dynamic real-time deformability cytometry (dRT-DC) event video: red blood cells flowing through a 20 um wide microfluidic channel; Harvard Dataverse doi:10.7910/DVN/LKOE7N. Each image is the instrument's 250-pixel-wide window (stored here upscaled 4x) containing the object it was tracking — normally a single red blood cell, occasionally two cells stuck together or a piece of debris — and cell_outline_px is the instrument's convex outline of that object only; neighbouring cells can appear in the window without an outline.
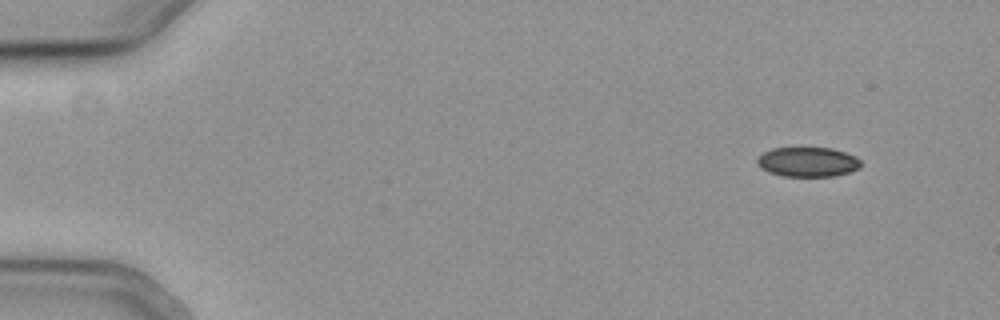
{"species": "common noctule bat (a hibernating species)", "species_latin": "Nyctalus noctula", "temperature_condition": "cold", "stored_images_in_passage": 55, "camera_frame_rate_fps": 3000, "um_per_image_px": 0.085, "animal": {"sex": "female", "body_mass_g": 19.3, "forearm_length_mm": 54.1}, "frame": {"image": 1, "passage_image": 5, "time_ms": 1.333, "image_size_px": [1000, 320], "cell_outline_px": [[860, 168], [836, 176], [784, 176], [768, 172], [760, 168], [756, 164], [756, 160], [764, 152], [772, 148], [832, 148], [856, 156], [860, 160]], "centroid_in_image_um": [68.64, 13.77], "position_along_channel_um": 16.4, "area_um2": 17.92}}
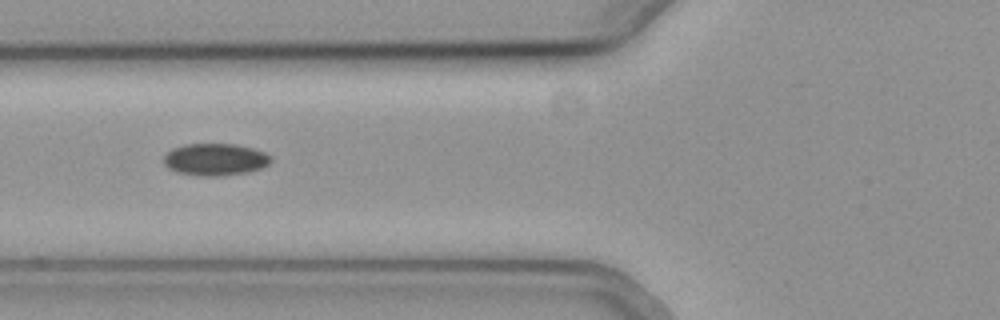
{"frame": {"image": 2, "passage_image": 22, "time_ms": 7.0, "image_size_px": [1000, 320], "cell_outline_px": [[272, 160], [268, 164], [260, 168], [248, 172], [224, 176], [196, 176], [176, 172], [168, 168], [164, 164], [164, 156], [172, 148], [184, 144], [236, 144], [252, 148], [264, 152], [272, 156]], "centroid_in_image_um": [18.28, 13.56], "position_along_channel_um": 107.5, "area_um2": 20.23}}
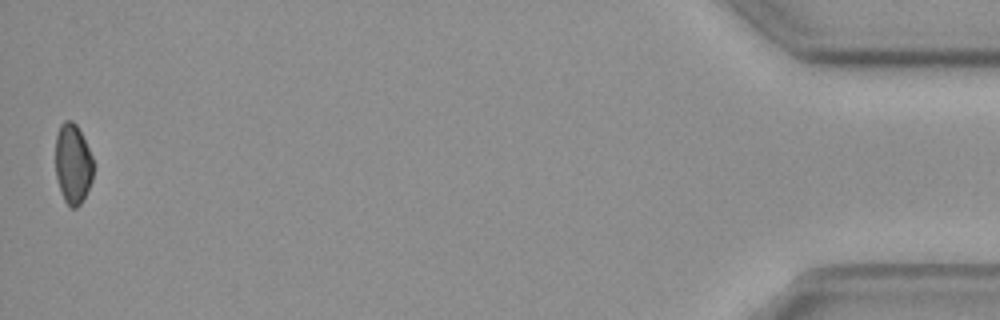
{"frame": {"image": 3, "passage_image": 55, "time_ms": 18.0, "image_size_px": [1000, 320], "cell_outline_px": [[92, 180], [80, 204], [76, 208], [72, 208], [64, 200], [56, 176], [56, 136], [60, 124], [64, 120], [72, 120], [76, 124], [92, 156]], "centroid_in_image_um": [6.18, 13.9], "position_along_channel_um": 429.0, "area_um2": 17.34}, "authors_computed_cell_mechanics": {"area_um2": 19.3052, "velocity_mm_per_s": 3.7844, "shape_relaxation_time_tau1_ms": 3.1407, "shape_relaxation_time_tau2_ms": null, "deformation_change_tau1": 0.0523, "deformation_change_tau2": null}}